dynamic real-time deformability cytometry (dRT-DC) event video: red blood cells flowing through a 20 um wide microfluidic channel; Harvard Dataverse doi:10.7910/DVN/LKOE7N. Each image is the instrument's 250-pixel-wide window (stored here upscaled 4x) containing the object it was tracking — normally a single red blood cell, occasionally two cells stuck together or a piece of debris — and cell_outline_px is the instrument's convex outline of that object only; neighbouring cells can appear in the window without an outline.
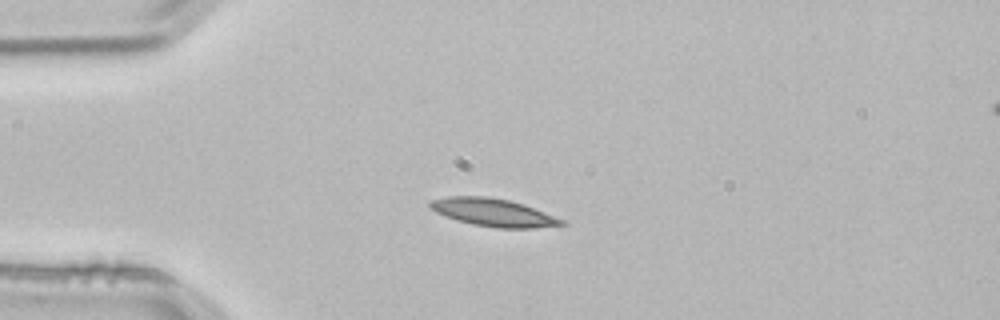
{"species": "common noctule bat (a hibernating species)", "species_latin": "Nyctalus noctula", "temperature_condition": "room temperature", "stored_images_in_passage": 4, "segment_of_instrument_passage": [1, 2], "camera_frame_rate_fps": 3000, "um_per_image_px": 0.085, "animal": {"sex": "male", "body_mass_g": 21.5, "forearm_length_mm": 52.0}, "frame": {"image": 1, "passage_image": 3, "time_ms": 0.667, "image_size_px": [1000, 320], "cell_outline_px": [[568, 224], [536, 228], [496, 228], [472, 224], [456, 220], [444, 216], [436, 212], [428, 204], [432, 200], [448, 196], [484, 196], [508, 200], [544, 212], [564, 220]], "centroid_in_image_um": [41.91, 18.07], "position_along_channel_um": 43.1, "area_um2": 21.04}}